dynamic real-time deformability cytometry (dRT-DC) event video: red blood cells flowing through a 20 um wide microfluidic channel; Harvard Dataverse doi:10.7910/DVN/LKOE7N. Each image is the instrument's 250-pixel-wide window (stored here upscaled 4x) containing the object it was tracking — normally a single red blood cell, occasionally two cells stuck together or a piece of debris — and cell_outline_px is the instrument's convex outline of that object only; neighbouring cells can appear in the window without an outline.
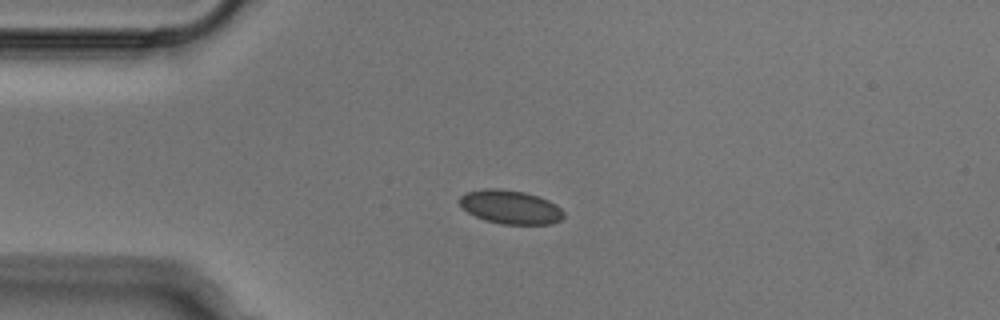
{"species": "Egyptian fruit bat (a non-hibernating species)", "species_latin": "Rousettus aegyptiacus", "temperature_condition": "cold", "stored_images_in_passage": 41, "camera_frame_rate_fps": 3000, "um_per_image_px": 0.085, "animal": {"sex": "male"}, "frame": {"image": 1, "passage_image": 1, "time_ms": 0.0, "image_size_px": [1000, 320], "cell_outline_px": [[564, 216], [560, 220], [552, 224], [500, 224], [484, 220], [468, 212], [460, 204], [460, 196], [468, 192], [484, 188], [496, 188], [524, 192], [548, 200], [556, 204], [564, 212]], "centroid_in_image_um": [43.4, 17.6], "position_along_channel_um": 41.6, "area_um2": 20.35}}
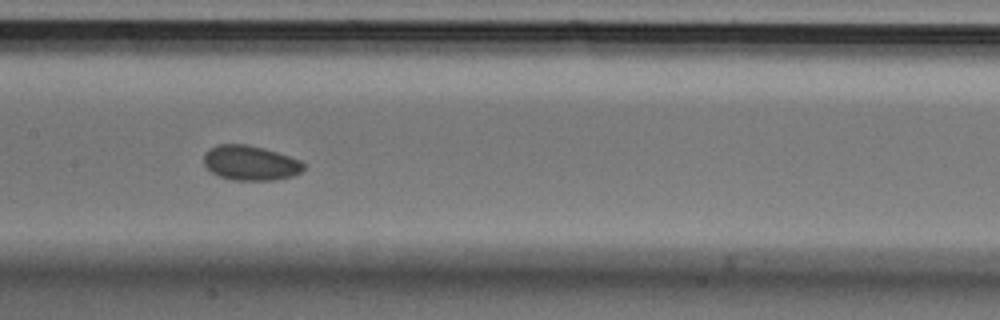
{"frame": {"image": 2, "passage_image": 14, "time_ms": 4.333, "image_size_px": [1000, 320], "cell_outline_px": [[304, 168], [300, 172], [292, 176], [276, 180], [232, 180], [220, 176], [212, 172], [204, 164], [204, 152], [208, 148], [216, 144], [248, 144], [264, 148], [300, 160], [304, 164]], "centroid_in_image_um": [21.25, 13.84], "position_along_channel_um": 186.1, "area_um2": 20.29}}
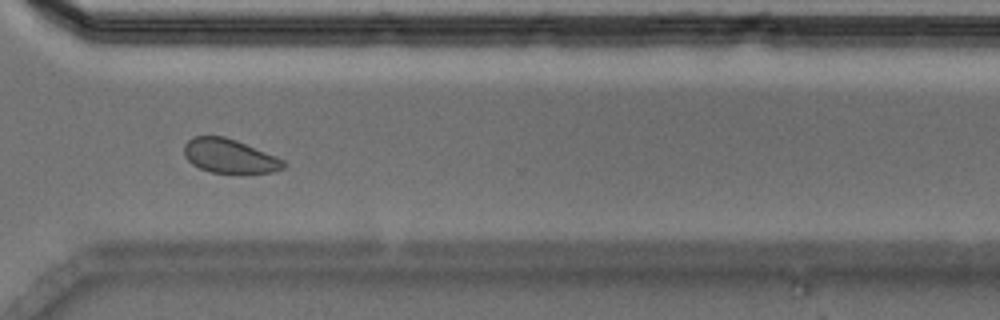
{"frame": {"image": 3, "passage_image": 27, "time_ms": 8.667, "image_size_px": [1000, 320], "cell_outline_px": [[288, 164], [284, 168], [272, 172], [212, 172], [200, 168], [192, 164], [184, 156], [184, 144], [192, 136], [224, 136], [236, 140], [276, 156], [284, 160]], "centroid_in_image_um": [19.5, 13.25], "position_along_channel_um": 351.1, "area_um2": 19.59}}